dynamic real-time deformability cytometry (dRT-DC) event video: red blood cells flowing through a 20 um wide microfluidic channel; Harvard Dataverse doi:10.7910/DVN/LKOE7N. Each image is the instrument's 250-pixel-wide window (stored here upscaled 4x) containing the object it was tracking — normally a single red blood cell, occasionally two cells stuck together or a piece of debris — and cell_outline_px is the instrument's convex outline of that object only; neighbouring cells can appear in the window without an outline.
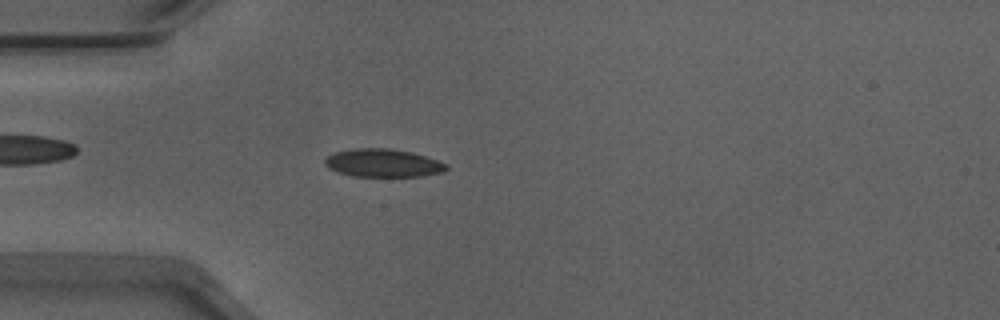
{"species": "Egyptian fruit bat (a non-hibernating species)", "species_latin": "Rousettus aegyptiacus", "temperature_condition": "warm", "stored_images_in_passage": 52, "camera_frame_rate_fps": 3000, "um_per_image_px": 0.085, "animal": {"sex": "male"}, "frame": {"image": 1, "passage_image": 14, "time_ms": 4.333, "image_size_px": [1000, 320], "cell_outline_px": [[448, 168], [444, 172], [424, 176], [352, 176], [336, 172], [328, 168], [324, 164], [324, 156], [336, 152], [352, 148], [392, 148], [412, 152], [448, 164]], "centroid_in_image_um": [32.52, 13.85], "position_along_channel_um": 52.5, "area_um2": 20.11}}
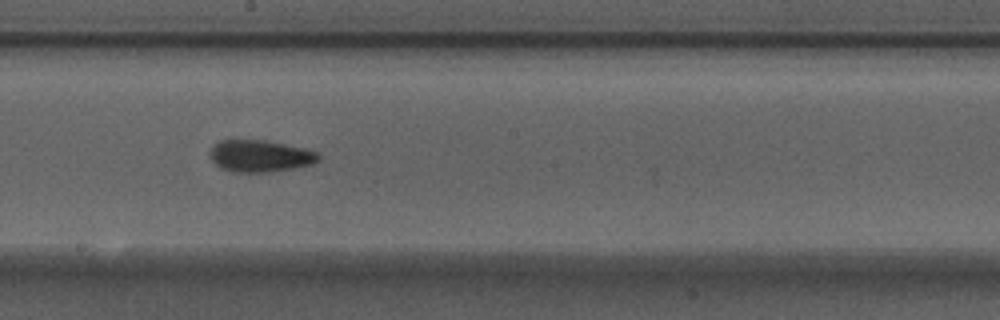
{"frame": {"image": 2, "passage_image": 28, "time_ms": 9.0, "image_size_px": [1000, 320], "cell_outline_px": [[320, 160], [312, 164], [292, 168], [264, 172], [236, 172], [220, 168], [212, 160], [212, 148], [220, 140], [264, 140], [308, 148], [316, 152], [320, 156]], "centroid_in_image_um": [22.16, 13.25], "position_along_channel_um": 226.0, "area_um2": 19.94}}
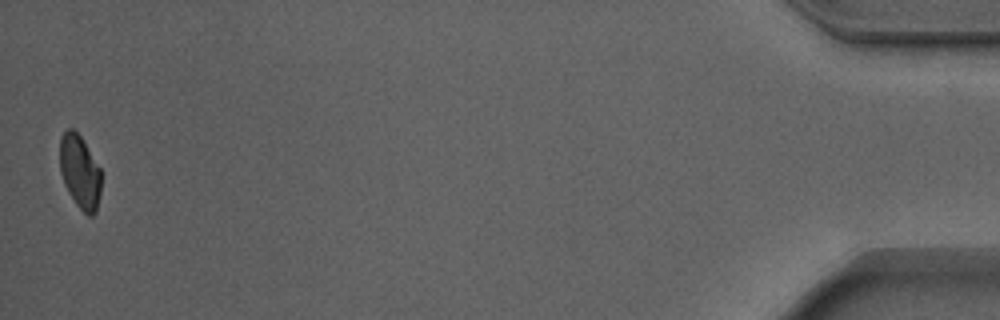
{"frame": {"image": 3, "passage_image": 51, "time_ms": 16.667, "image_size_px": [1000, 320], "cell_outline_px": [[100, 192], [96, 212], [92, 216], [88, 216], [76, 204], [68, 192], [64, 184], [60, 172], [60, 136], [68, 128], [72, 128], [80, 136], [100, 168]], "centroid_in_image_um": [6.77, 14.61], "position_along_channel_um": 428.4, "area_um2": 17.57}, "authors_computed_cell_mechanics": {"area_um2": 19.2474, "velocity_mm_per_s": 3.9072, "shape_relaxation_time_tau1_ms": 5.5638, "shape_relaxation_time_tau2_ms": 1.243, "deformation_change_tau1": 0.1449, "deformation_change_tau2": 0.0664}}